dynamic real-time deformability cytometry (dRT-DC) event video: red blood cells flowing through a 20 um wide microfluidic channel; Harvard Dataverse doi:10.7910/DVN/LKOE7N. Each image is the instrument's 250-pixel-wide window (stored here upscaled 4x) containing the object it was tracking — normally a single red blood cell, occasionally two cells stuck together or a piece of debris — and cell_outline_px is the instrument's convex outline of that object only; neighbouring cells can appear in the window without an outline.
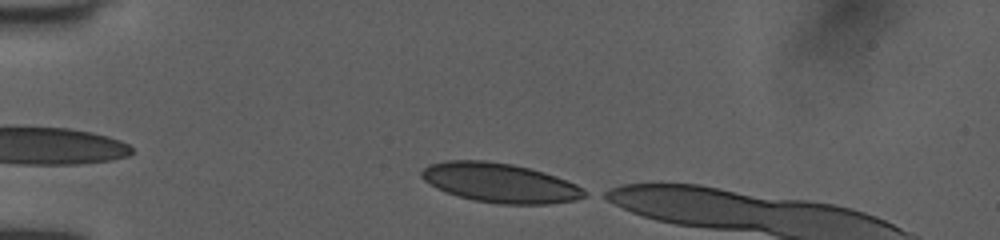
{"species": "human", "species_latin": "Homo sapiens", "temperature_condition": "room temperature", "stored_images_in_passage": 34, "camera_frame_rate_fps": 3000, "um_per_image_px": 0.085, "donor": {"sex": "female"}, "frame": {"image": 1, "passage_image": 1, "time_ms": 0.0, "image_size_px": [1000, 240], "cell_outline_px": [[592, 192], [588, 196], [576, 200], [548, 204], [500, 204], [476, 200], [460, 196], [436, 188], [424, 180], [420, 176], [420, 172], [428, 164], [448, 160], [488, 160], [512, 164], [544, 172], [556, 176], [576, 184]], "centroid_in_image_um": [42.55, 15.53], "position_along_channel_um": 42.5, "area_um2": 37.57}}
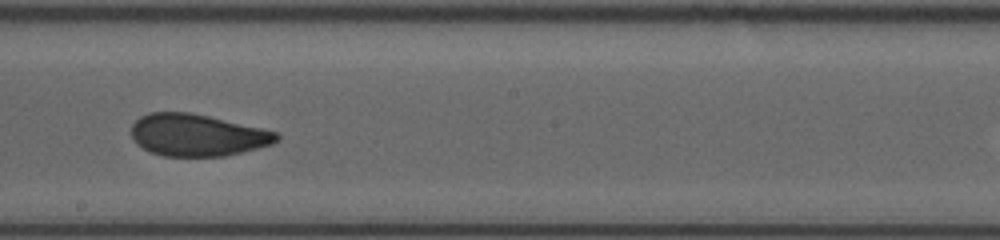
{"frame": {"image": 2, "passage_image": 18, "time_ms": 5.667, "image_size_px": [1000, 240], "cell_outline_px": [[280, 136], [272, 144], [224, 156], [164, 156], [148, 152], [136, 144], [132, 136], [132, 124], [140, 116], [148, 112], [188, 112], [208, 116], [260, 128], [276, 132]], "centroid_in_image_um": [16.7, 11.48], "position_along_channel_um": 231.5, "area_um2": 35.32}}
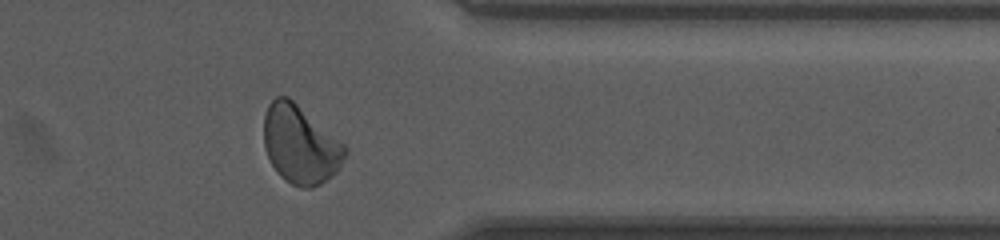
{"frame": {"image": 3, "passage_image": 30, "time_ms": 9.667, "image_size_px": [1000, 240], "cell_outline_px": [[348, 152], [340, 168], [332, 176], [320, 184], [312, 188], [300, 188], [284, 180], [276, 172], [264, 148], [264, 116], [268, 104], [276, 96], [288, 96], [344, 144], [348, 148]], "centroid_in_image_um": [25.53, 12.31], "position_along_channel_um": 385.9, "area_um2": 37.11}}